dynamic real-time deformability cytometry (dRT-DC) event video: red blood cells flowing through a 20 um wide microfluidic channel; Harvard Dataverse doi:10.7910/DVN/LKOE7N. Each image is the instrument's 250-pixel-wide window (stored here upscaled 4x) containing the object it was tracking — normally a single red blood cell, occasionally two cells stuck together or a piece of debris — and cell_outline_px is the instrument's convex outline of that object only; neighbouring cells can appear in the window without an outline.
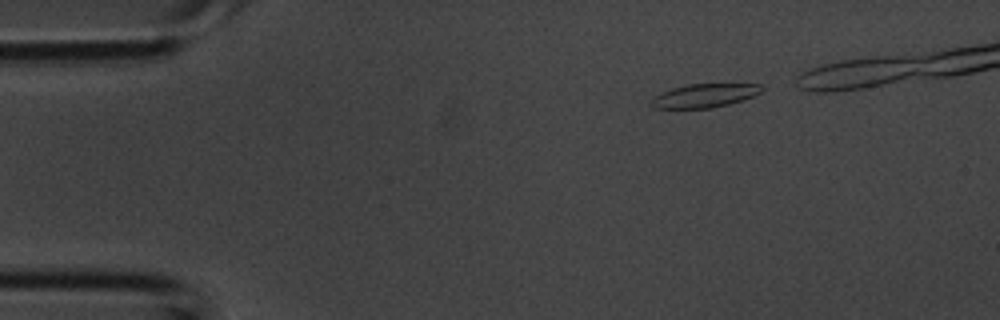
{"species": "common noctule bat (a hibernating species)", "species_latin": "Nyctalus noctula", "temperature_condition": "room temperature", "stored_images_in_passage": 7, "camera_frame_rate_fps": 3000, "um_per_image_px": 0.085, "animal": {"sex": "male", "body_mass_g": 20.1, "forearm_length_mm": 53.5}, "frame": {"image": 1, "passage_image": 2, "time_ms": 0.333, "image_size_px": [1000, 320], "cell_outline_px": [[764, 88], [760, 92], [752, 96], [728, 104], [712, 108], [652, 108], [648, 104], [660, 92], [672, 88], [688, 84], [760, 84]], "centroid_in_image_um": [59.83, 8.13], "position_along_channel_um": 25.2, "area_um2": 15.09}}